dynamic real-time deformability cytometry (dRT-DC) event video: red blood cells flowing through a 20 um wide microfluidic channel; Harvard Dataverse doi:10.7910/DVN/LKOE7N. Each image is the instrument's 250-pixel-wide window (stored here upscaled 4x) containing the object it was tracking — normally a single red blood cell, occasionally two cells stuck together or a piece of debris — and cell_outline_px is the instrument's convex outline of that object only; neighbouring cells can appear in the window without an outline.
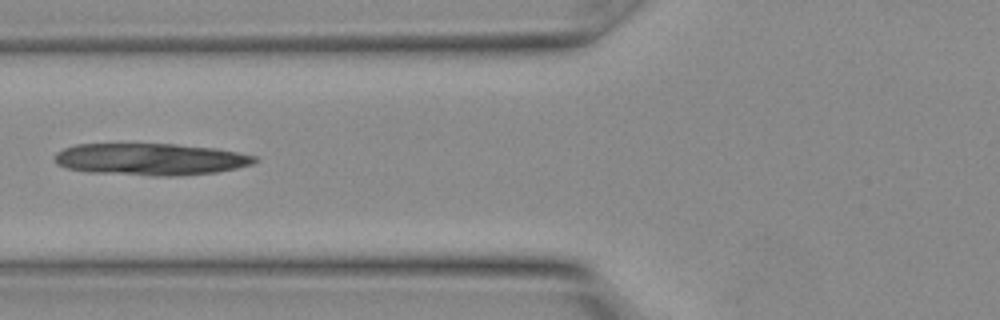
{"species": "Egyptian fruit bat (a non-hibernating species)", "species_latin": "Rousettus aegyptiacus", "temperature_condition": "warm", "stored_images_in_passage": 7, "camera_frame_rate_fps": 3000, "um_per_image_px": 0.085, "animal": {"sex": "female"}, "frame": {"image": 1, "passage_image": 6, "time_ms": 1.667, "image_size_px": [1000, 320], "cell_outline_px": [[260, 160], [252, 164], [236, 168], [216, 172], [168, 176], [156, 176], [92, 172], [68, 168], [56, 164], [56, 152], [64, 148], [76, 144], [176, 144], [216, 148], [256, 156]], "centroid_in_image_um": [12.82, 13.53], "position_along_channel_um": 113.0, "area_um2": 36.99}}